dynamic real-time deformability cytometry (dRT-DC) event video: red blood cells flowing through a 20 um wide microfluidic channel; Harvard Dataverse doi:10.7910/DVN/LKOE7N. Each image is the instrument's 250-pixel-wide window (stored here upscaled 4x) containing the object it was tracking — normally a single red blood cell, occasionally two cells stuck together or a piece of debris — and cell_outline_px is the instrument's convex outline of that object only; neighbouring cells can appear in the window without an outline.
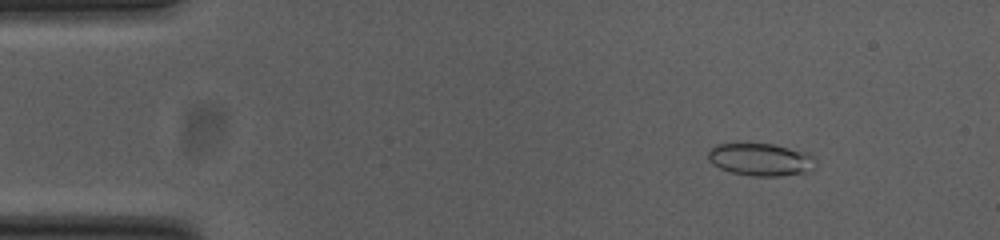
{"species": "common noctule bat (a hibernating species)", "species_latin": "Nyctalus noctula", "temperature_condition": "cold", "stored_images_in_passage": 54, "camera_frame_rate_fps": 3000, "um_per_image_px": 0.085, "animal": {"sex": "female", "body_mass_g": 23.0, "forearm_length_mm": 53.4}, "frame": {"image": 1, "passage_image": 7, "time_ms": 2.0, "image_size_px": [1000, 240], "cell_outline_px": [[816, 168], [812, 172], [780, 176], [752, 176], [732, 172], [720, 168], [712, 164], [708, 160], [708, 152], [716, 144], [772, 144], [808, 152], [816, 156]], "centroid_in_image_um": [64.74, 13.57], "position_along_channel_um": 20.3, "area_um2": 20.69}}
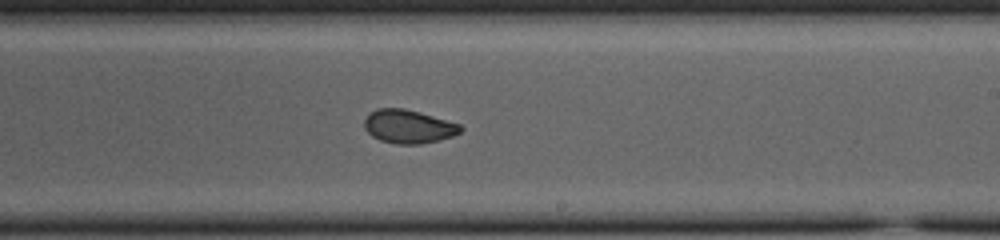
{"frame": {"image": 2, "passage_image": 32, "time_ms": 10.333, "image_size_px": [1000, 240], "cell_outline_px": [[464, 128], [460, 132], [452, 136], [440, 140], [420, 144], [396, 144], [380, 140], [372, 136], [364, 128], [364, 120], [376, 108], [404, 108], [420, 112], [460, 124]], "centroid_in_image_um": [34.73, 10.76], "position_along_channel_um": 254.3, "area_um2": 18.79}}
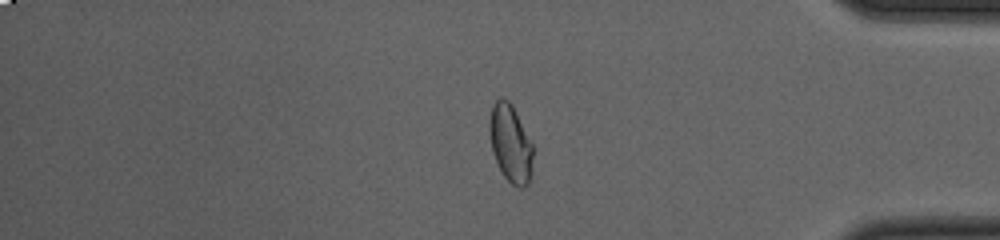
{"frame": {"image": 3, "passage_image": 45, "time_ms": 14.667, "image_size_px": [1000, 240], "cell_outline_px": [[532, 172], [528, 184], [524, 188], [520, 188], [512, 184], [504, 176], [492, 152], [488, 128], [488, 124], [492, 104], [500, 96], [504, 96], [512, 104], [532, 144]], "centroid_in_image_um": [43.37, 12.16], "position_along_channel_um": 391.8, "area_um2": 19.83}, "authors_computed_cell_mechanics": {"area_um2": 19.4497, "velocity_mm_per_s": 3.7897, "shape_relaxation_time_tau1_ms": 4.9509, "shape_relaxation_time_tau2_ms": 1.6228, "deformation_change_tau1": 0.1256, "deformation_change_tau2": 0.0504}}